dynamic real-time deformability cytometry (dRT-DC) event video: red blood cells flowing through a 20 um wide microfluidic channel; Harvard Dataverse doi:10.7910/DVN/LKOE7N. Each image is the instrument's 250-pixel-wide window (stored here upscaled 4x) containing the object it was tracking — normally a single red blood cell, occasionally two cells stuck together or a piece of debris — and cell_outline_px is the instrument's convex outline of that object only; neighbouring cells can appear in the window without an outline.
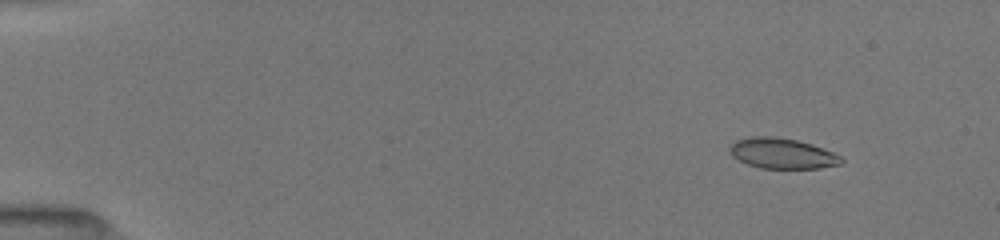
{"species": "common noctule bat (a hibernating species)", "species_latin": "Nyctalus noctula", "temperature_condition": "room temperature", "stored_images_in_passage": 17, "camera_frame_rate_fps": 3000, "um_per_image_px": 0.085, "animal": {"sex": "female", "body_mass_g": 19.5, "forearm_length_mm": 54.1}, "frame": {"image": 1, "passage_image": 5, "time_ms": 1.667, "image_size_px": [1000, 240], "cell_outline_px": [[844, 160], [840, 164], [820, 168], [760, 168], [748, 164], [732, 156], [728, 148], [736, 140], [752, 136], [776, 136], [796, 140], [812, 144], [832, 152], [840, 156]], "centroid_in_image_um": [66.47, 13.03], "position_along_channel_um": 18.5, "area_um2": 19.71}}
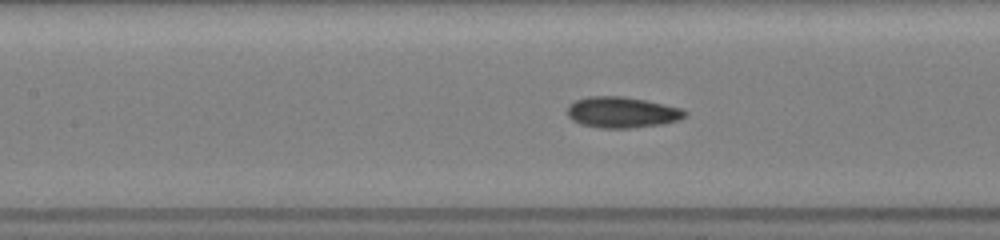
{"frame": {"image": 2, "passage_image": 13, "time_ms": 8.0, "image_size_px": [1000, 240], "cell_outline_px": [[688, 116], [680, 120], [664, 124], [632, 128], [600, 128], [580, 124], [572, 120], [568, 116], [568, 104], [576, 100], [588, 96], [624, 96], [684, 108], [688, 112]], "centroid_in_image_um": [52.92, 9.55], "position_along_channel_um": 154.5, "area_um2": 21.56}}
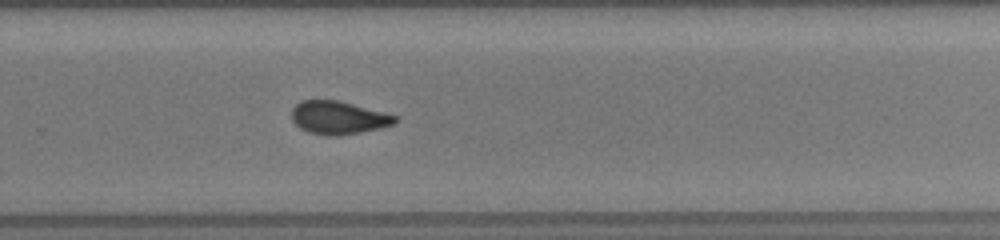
{"frame": {"image": 3, "passage_image": 17, "time_ms": 11.667, "image_size_px": [1000, 240], "cell_outline_px": [[400, 120], [392, 124], [380, 128], [360, 132], [336, 136], [328, 136], [308, 132], [300, 128], [292, 120], [292, 108], [300, 100], [340, 100], [384, 112], [396, 116]], "centroid_in_image_um": [28.75, 9.99], "position_along_channel_um": 301.0, "area_um2": 20.0}}